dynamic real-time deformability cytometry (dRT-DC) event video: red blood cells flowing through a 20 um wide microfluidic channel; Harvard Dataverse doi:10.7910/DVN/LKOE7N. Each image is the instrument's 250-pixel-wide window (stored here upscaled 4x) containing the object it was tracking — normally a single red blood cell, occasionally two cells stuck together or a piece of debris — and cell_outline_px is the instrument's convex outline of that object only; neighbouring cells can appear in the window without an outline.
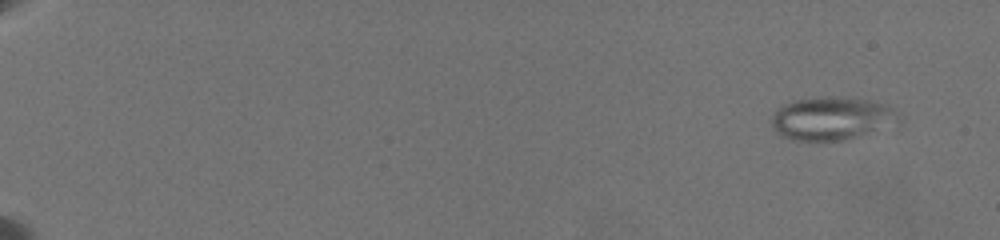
{"species": "common noctule bat (a hibernating species)", "species_latin": "Nyctalus noctula", "temperature_condition": "warm", "stored_images_in_passage": 52, "camera_frame_rate_fps": 3000, "um_per_image_px": 0.085, "animal": {"sex": "female", "body_mass_g": 19.5, "forearm_length_mm": 54.1}, "frame": {"image": 1, "passage_image": 2, "time_ms": 0.667, "image_size_px": [1000, 240], "cell_outline_px": [[904, 120], [900, 124], [844, 140], [792, 140], [780, 136], [772, 128], [772, 116], [776, 108], [784, 104], [796, 100], [820, 96], [848, 96], [868, 100], [892, 108], [900, 112], [904, 116]], "centroid_in_image_um": [70.75, 10.06], "position_along_channel_um": 14.2, "area_um2": 32.66}}
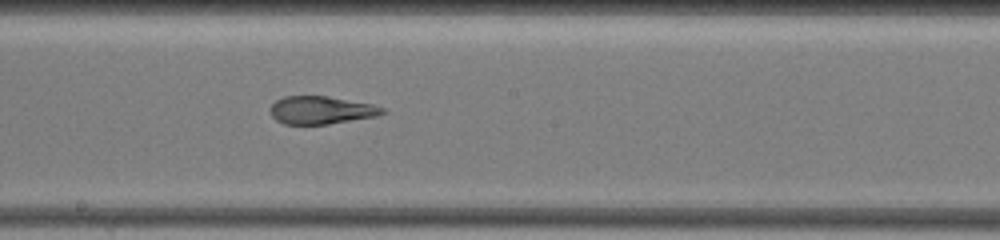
{"frame": {"image": 2, "passage_image": 34, "time_ms": 12.0, "image_size_px": [1000, 240], "cell_outline_px": [[388, 112], [376, 116], [328, 124], [284, 124], [276, 120], [272, 116], [268, 108], [276, 100], [284, 96], [328, 96], [372, 104], [384, 108]], "centroid_in_image_um": [27.28, 9.36], "position_along_channel_um": 220.9, "area_um2": 18.26}}
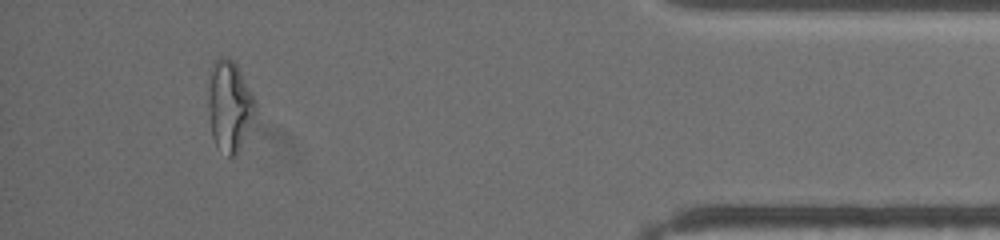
{"frame": {"image": 3, "passage_image": 51, "time_ms": 18.667, "image_size_px": [1000, 240], "cell_outline_px": [[256, 112], [236, 156], [228, 156], [216, 144], [212, 136], [208, 112], [208, 72], [212, 64], [220, 56], [224, 56], [232, 60], [236, 64], [256, 100]], "centroid_in_image_um": [19.48, 8.96], "position_along_channel_um": 415.7, "area_um2": 24.97}, "authors_computed_cell_mechanics": {"area_um2": 22.8021, "velocity_mm_per_s": 3.5748, "shape_relaxation_time_tau1_ms": null, "shape_relaxation_time_tau2_ms": 1.9592, "deformation_change_tau1": null, "deformation_change_tau2": 0.1044}}